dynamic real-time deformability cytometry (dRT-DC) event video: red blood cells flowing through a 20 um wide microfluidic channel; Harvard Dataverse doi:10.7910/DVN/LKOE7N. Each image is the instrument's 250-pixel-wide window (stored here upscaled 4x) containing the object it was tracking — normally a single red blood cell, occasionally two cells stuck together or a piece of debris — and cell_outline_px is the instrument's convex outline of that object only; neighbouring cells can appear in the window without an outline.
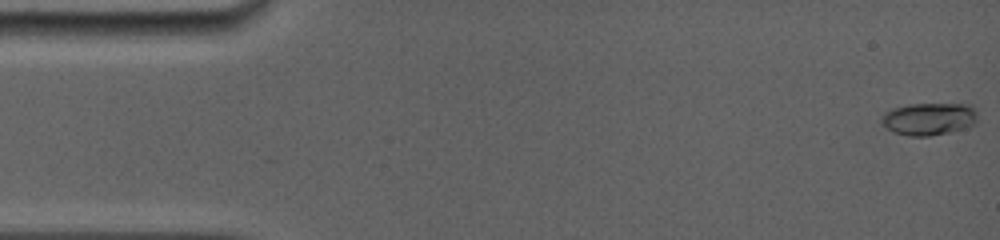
{"species": "common noctule bat (a hibernating species)", "species_latin": "Nyctalus noctula", "temperature_condition": "room temperature", "stored_images_in_passage": 51, "camera_frame_rate_fps": 5000, "um_per_image_px": 0.085, "animal": {"sex": "female", "body_mass_g": 19.0, "forearm_length_mm": 56.7}, "frame": {"image": 1, "passage_image": 1, "time_ms": 0.0, "image_size_px": [1000, 240], "cell_outline_px": [[976, 120], [972, 124], [964, 128], [948, 132], [928, 136], [908, 136], [892, 132], [880, 120], [880, 116], [884, 112], [892, 108], [908, 104], [972, 104], [976, 112]], "centroid_in_image_um": [78.92, 10.09], "position_along_channel_um": 6.1, "area_um2": 18.15}}
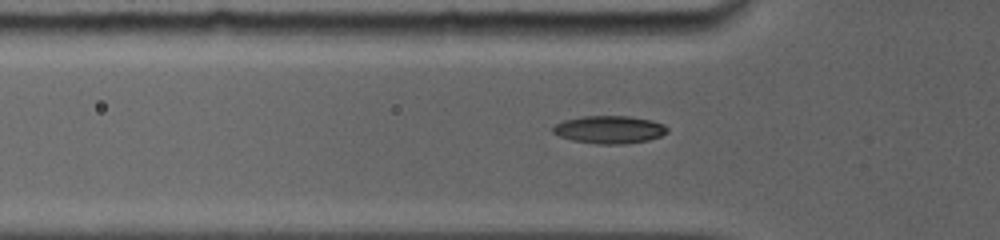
{"frame": {"image": 2, "passage_image": 31, "time_ms": 5.0, "image_size_px": [1000, 240], "cell_outline_px": [[668, 132], [660, 136], [648, 140], [620, 144], [596, 144], [572, 140], [560, 136], [552, 132], [552, 128], [556, 124], [564, 120], [580, 116], [628, 116], [652, 120], [664, 124], [668, 128]], "centroid_in_image_um": [51.8, 11.01], "position_along_channel_um": 74.0, "area_um2": 18.5}}
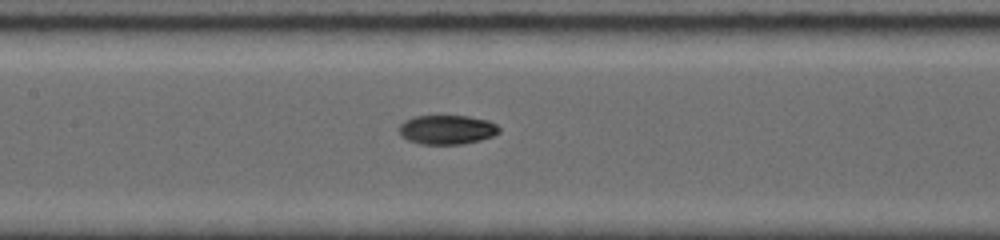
{"frame": {"image": 3, "passage_image": 51, "time_ms": 7.4, "image_size_px": [1000, 240], "cell_outline_px": [[500, 132], [492, 136], [480, 140], [460, 144], [420, 144], [408, 140], [400, 136], [400, 124], [404, 120], [412, 116], [468, 116], [488, 120], [496, 124], [500, 128]], "centroid_in_image_um": [37.98, 11.01], "position_along_channel_um": 169.4, "area_um2": 17.11}}